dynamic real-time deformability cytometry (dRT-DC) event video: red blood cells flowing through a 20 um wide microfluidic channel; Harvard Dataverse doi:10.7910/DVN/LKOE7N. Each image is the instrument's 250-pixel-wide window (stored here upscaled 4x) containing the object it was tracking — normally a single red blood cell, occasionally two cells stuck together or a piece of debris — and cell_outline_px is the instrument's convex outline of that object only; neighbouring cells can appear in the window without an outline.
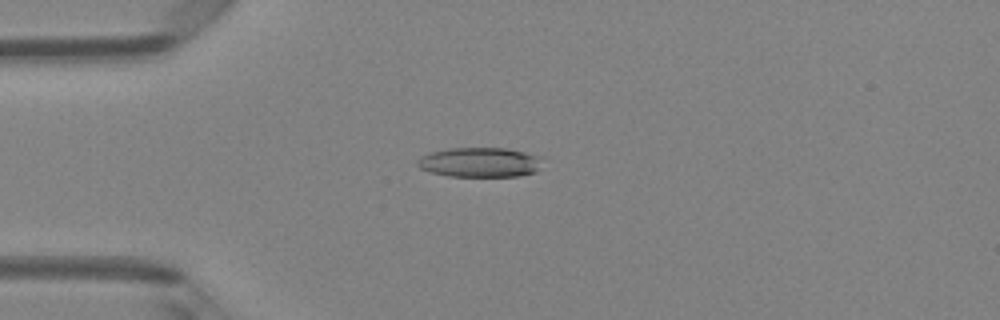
{"species": "Egyptian fruit bat (a non-hibernating species)", "species_latin": "Rousettus aegyptiacus", "temperature_condition": "room temperature", "stored_images_in_passage": 3, "camera_frame_rate_fps": 3000, "um_per_image_px": 0.085, "animal": {"sex": "female"}, "frame": {"image": 1, "passage_image": 3, "time_ms": 0.667, "image_size_px": [1000, 320], "cell_outline_px": [[544, 156], [536, 172], [516, 176], [448, 176], [432, 172], [420, 168], [416, 164], [416, 160], [420, 156], [432, 152], [448, 148], [508, 148]], "centroid_in_image_um": [40.81, 13.78], "position_along_channel_um": 44.2, "area_um2": 21.79}}